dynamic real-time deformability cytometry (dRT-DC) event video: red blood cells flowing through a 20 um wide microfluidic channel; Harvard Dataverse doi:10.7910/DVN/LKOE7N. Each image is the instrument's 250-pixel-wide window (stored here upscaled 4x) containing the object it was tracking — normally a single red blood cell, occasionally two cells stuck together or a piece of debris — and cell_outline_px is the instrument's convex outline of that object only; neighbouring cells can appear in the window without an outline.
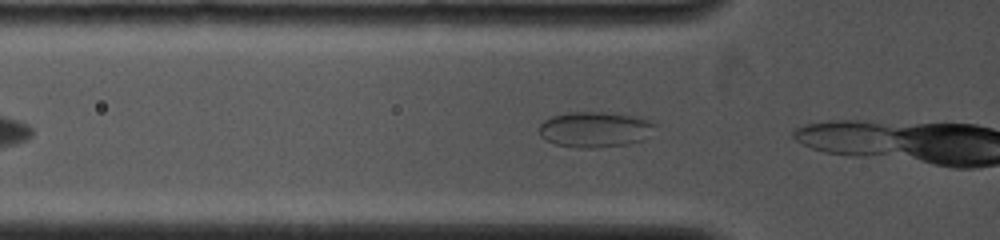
{"species": "common noctule bat (a hibernating species)", "species_latin": "Nyctalus noctula", "temperature_condition": "cold", "stored_images_in_passage": 4, "camera_frame_rate_fps": 4000, "um_per_image_px": 0.085, "animal": {"sex": "female", "body_mass_g": 19.0, "forearm_length_mm": 53.3}, "frame": {"image": 1, "passage_image": 2, "time_ms": 0.25, "image_size_px": [1000, 240], "cell_outline_px": [[660, 124], [644, 140], [628, 144], [600, 148], [576, 148], [556, 144], [544, 140], [540, 136], [540, 124], [544, 120], [552, 116], [568, 112], [604, 112], [636, 116]], "centroid_in_image_um": [50.6, 11.01], "position_along_channel_um": 75.2, "area_um2": 24.45}}